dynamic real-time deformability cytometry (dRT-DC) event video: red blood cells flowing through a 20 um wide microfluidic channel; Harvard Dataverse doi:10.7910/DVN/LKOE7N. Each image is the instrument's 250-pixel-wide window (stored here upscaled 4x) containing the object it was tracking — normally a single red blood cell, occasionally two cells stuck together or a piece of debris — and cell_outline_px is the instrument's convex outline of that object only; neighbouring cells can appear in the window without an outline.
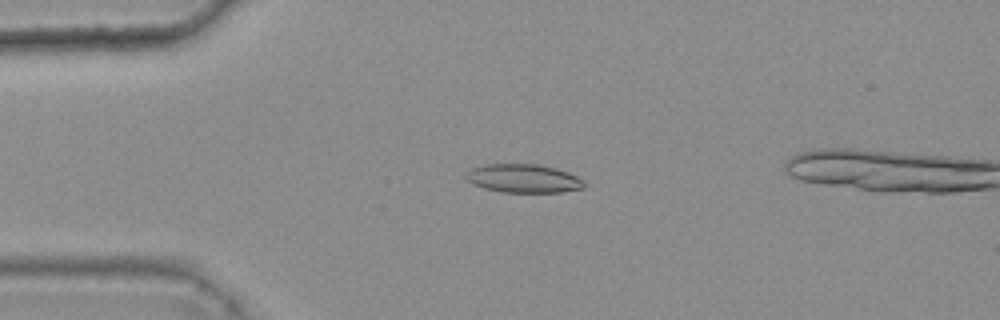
{"species": "common noctule bat (a hibernating species)", "species_latin": "Nyctalus noctula", "temperature_condition": "warm", "stored_images_in_passage": 47, "camera_frame_rate_fps": 3000, "um_per_image_px": 0.085, "animal": {"sex": "female", "body_mass_g": 25.1}, "frame": {"image": 1, "passage_image": 13, "time_ms": 4.0, "image_size_px": [1000, 320], "cell_outline_px": [[588, 184], [584, 188], [560, 192], [500, 192], [484, 188], [472, 184], [464, 176], [472, 168], [484, 164], [540, 164], [556, 168], [568, 172], [584, 180]], "centroid_in_image_um": [44.52, 15.17], "position_along_channel_um": 40.5, "area_um2": 19.83}}
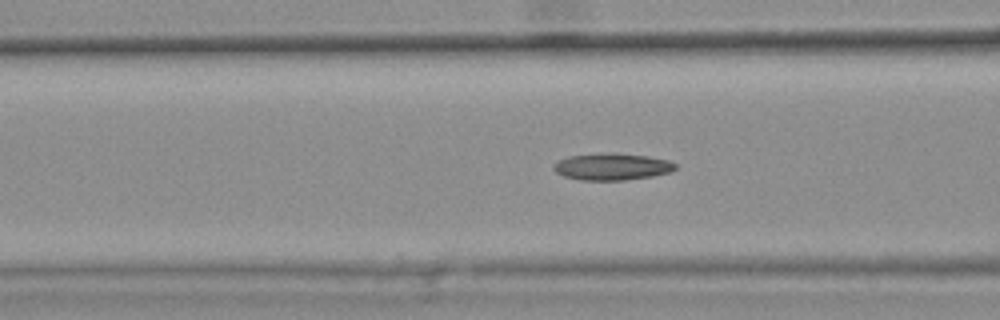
{"frame": {"image": 2, "passage_image": 21, "time_ms": 6.667, "image_size_px": [1000, 320], "cell_outline_px": [[676, 168], [672, 172], [652, 176], [624, 180], [580, 180], [564, 176], [556, 172], [552, 168], [560, 160], [568, 156], [648, 156], [668, 160], [676, 164]], "centroid_in_image_um": [52.07, 14.23], "position_along_channel_um": 114.5, "area_um2": 17.86}}
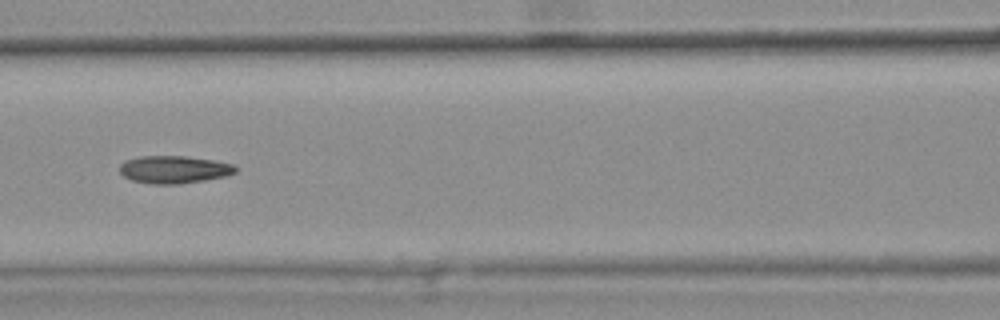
{"frame": {"image": 3, "passage_image": 24, "time_ms": 7.667, "image_size_px": [1000, 320], "cell_outline_px": [[236, 172], [224, 176], [204, 180], [180, 184], [152, 184], [132, 180], [124, 176], [120, 172], [120, 164], [124, 160], [140, 156], [184, 156], [212, 160], [236, 164]], "centroid_in_image_um": [14.78, 14.4], "position_along_channel_um": 151.8, "area_um2": 18.61}, "authors_computed_cell_mechanics": {"area_um2": 18.6116, "velocity_mm_per_s": 3.7127, "shape_relaxation_time_tau1_ms": null, "shape_relaxation_time_tau2_ms": 3.3889, "deformation_change_tau1": null, "deformation_change_tau2": 0.1132}}